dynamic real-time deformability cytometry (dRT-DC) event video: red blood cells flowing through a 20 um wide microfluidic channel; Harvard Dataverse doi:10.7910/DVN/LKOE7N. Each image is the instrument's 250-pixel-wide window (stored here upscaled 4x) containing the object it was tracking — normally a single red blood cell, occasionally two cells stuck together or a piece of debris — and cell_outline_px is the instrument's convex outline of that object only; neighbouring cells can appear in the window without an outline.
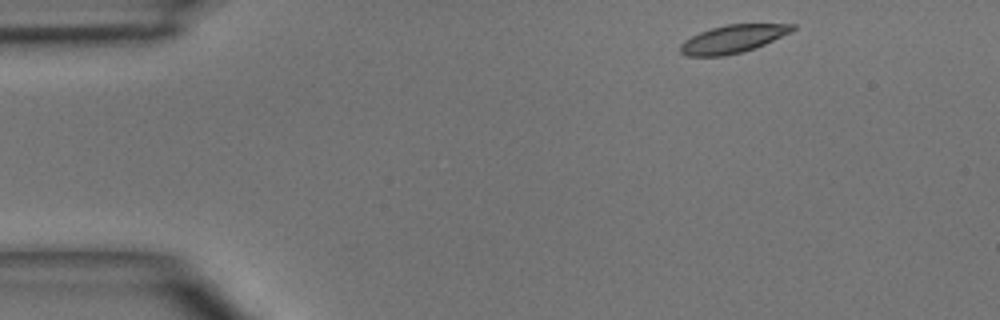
{"species": "common noctule bat (a hibernating species)", "species_latin": "Nyctalus noctula", "temperature_condition": "room temperature", "stored_images_in_passage": 2, "camera_frame_rate_fps": 3000, "um_per_image_px": 0.085, "animal": {"sex": "male", "body_mass_g": 15.6}, "frame": {"image": 1, "passage_image": 1, "time_ms": 0.0, "image_size_px": [1000, 320], "cell_outline_px": [[796, 28], [792, 32], [756, 48], [744, 52], [724, 56], [684, 56], [680, 52], [680, 44], [684, 40], [700, 32], [712, 28], [728, 24], [796, 24]], "centroid_in_image_um": [62.31, 3.32], "position_along_channel_um": 22.7, "area_um2": 18.38}}